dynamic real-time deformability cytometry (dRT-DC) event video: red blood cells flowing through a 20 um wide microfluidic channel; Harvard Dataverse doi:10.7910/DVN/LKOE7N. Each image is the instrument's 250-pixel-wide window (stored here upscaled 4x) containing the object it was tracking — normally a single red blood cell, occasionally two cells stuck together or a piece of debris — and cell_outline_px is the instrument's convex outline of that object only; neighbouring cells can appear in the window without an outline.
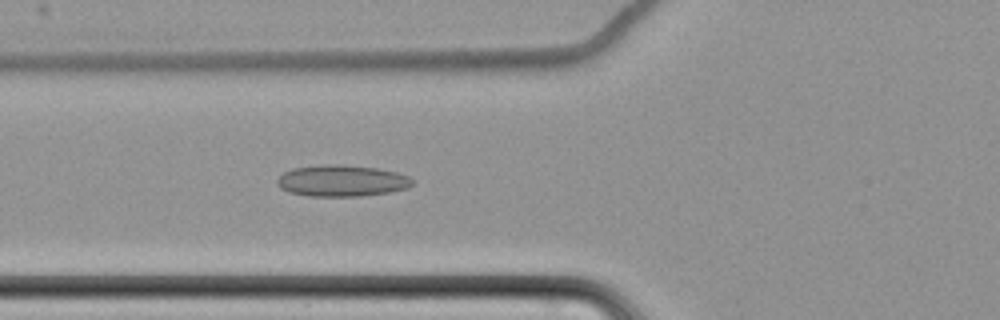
{"species": "common noctule bat (a hibernating species)", "species_latin": "Nyctalus noctula", "temperature_condition": "cold", "stored_images_in_passage": 7, "camera_frame_rate_fps": 3000, "um_per_image_px": 0.085, "animal": {"sex": "female", "body_mass_g": 22.7, "forearm_length_mm": 54.2}, "frame": {"image": 1, "passage_image": 7, "time_ms": 8.0, "image_size_px": [1000, 320], "cell_outline_px": [[416, 180], [408, 188], [388, 192], [360, 196], [308, 196], [288, 192], [280, 188], [276, 184], [276, 180], [284, 172], [292, 168], [320, 164], [340, 164], [376, 168], [396, 172], [408, 176]], "centroid_in_image_um": [29.03, 15.36], "position_along_channel_um": 96.8, "area_um2": 24.97}}